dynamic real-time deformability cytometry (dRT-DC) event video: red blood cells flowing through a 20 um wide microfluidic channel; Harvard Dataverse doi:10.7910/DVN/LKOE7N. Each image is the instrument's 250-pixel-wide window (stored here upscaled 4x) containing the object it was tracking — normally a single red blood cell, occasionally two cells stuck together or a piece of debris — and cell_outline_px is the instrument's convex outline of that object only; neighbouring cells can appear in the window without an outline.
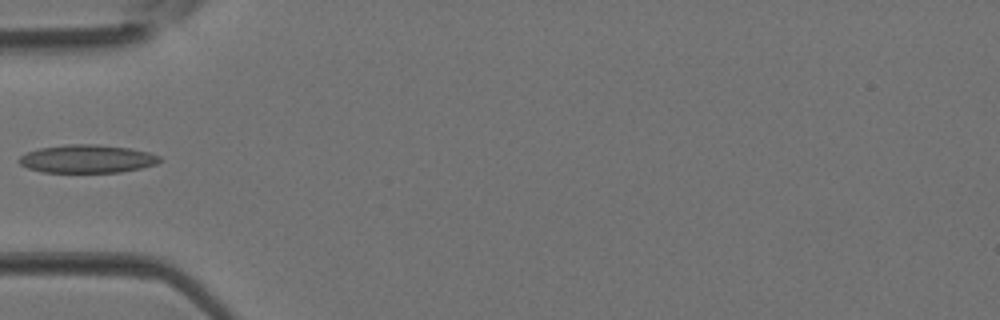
{"species": "Egyptian fruit bat (a non-hibernating species)", "species_latin": "Rousettus aegyptiacus", "temperature_condition": "room temperature", "stored_images_in_passage": 2, "camera_frame_rate_fps": 3000, "um_per_image_px": 0.085, "animal": {"sex": "female"}, "frame": {"image": 1, "passage_image": 2, "time_ms": 0.333, "image_size_px": [1000, 320], "cell_outline_px": [[164, 160], [156, 164], [140, 168], [120, 172], [44, 172], [28, 168], [20, 164], [20, 156], [28, 152], [40, 148], [68, 144], [96, 144], [128, 148], [148, 152], [160, 156]], "centroid_in_image_um": [7.44, 13.5], "position_along_channel_um": 77.6, "area_um2": 22.89}}